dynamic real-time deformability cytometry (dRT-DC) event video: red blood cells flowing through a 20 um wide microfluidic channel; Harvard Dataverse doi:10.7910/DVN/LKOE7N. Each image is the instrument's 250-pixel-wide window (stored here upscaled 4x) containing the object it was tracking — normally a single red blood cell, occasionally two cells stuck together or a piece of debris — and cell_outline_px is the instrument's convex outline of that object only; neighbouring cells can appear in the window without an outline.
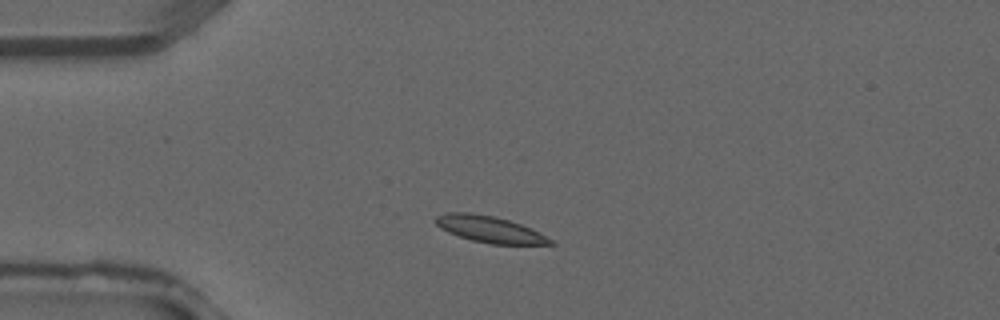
{"species": "common noctule bat (a hibernating species)", "species_latin": "Nyctalus noctula", "temperature_condition": "warm", "stored_images_in_passage": 34, "camera_frame_rate_fps": 3000, "um_per_image_px": 0.085, "animal": {"sex": "male", "forearm_length_mm": 52.5}, "frame": {"image": 1, "passage_image": 5, "time_ms": 1.333, "image_size_px": [1000, 320], "cell_outline_px": [[556, 244], [492, 244], [472, 240], [448, 232], [440, 228], [432, 220], [436, 216], [448, 212], [468, 212], [492, 216], [508, 220], [532, 228], [552, 240]], "centroid_in_image_um": [41.58, 19.48], "position_along_channel_um": 43.4, "area_um2": 17.51}}
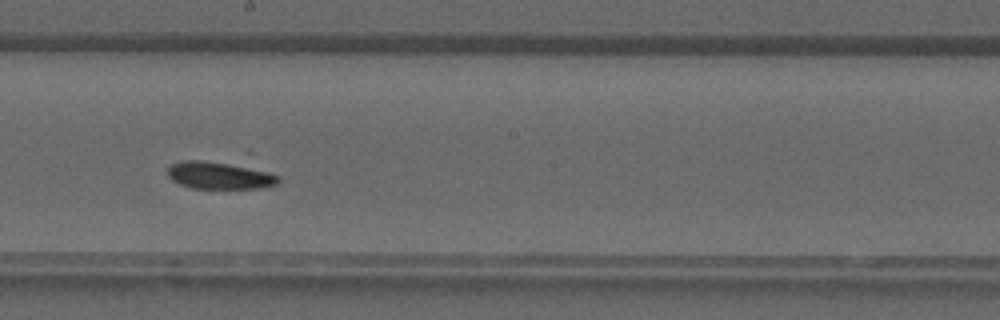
{"frame": {"image": 2, "passage_image": 17, "time_ms": 5.333, "image_size_px": [1000, 320], "cell_outline_px": [[280, 180], [276, 184], [268, 188], [192, 188], [180, 184], [172, 180], [168, 176], [168, 168], [172, 164], [180, 160], [204, 160], [240, 164], [268, 172], [280, 176]], "centroid_in_image_um": [18.68, 14.89], "position_along_channel_um": 229.5, "area_um2": 17.92}}
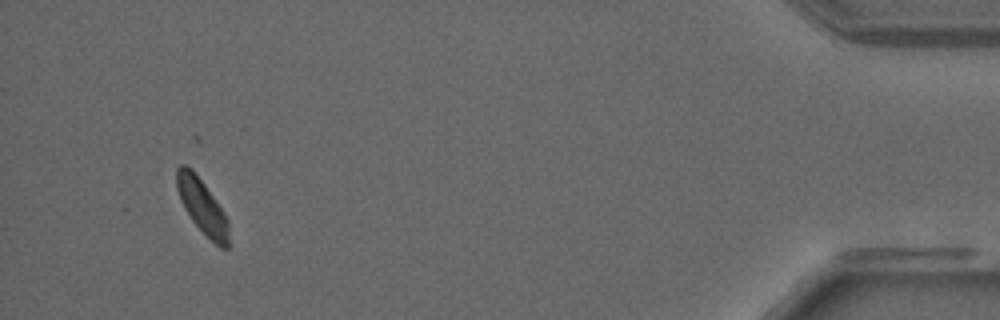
{"frame": {"image": 3, "passage_image": 32, "time_ms": 10.333, "image_size_px": [1000, 320], "cell_outline_px": [[228, 248], [220, 248], [192, 220], [184, 208], [180, 200], [176, 188], [176, 168], [180, 164], [184, 164], [192, 168], [204, 184], [228, 220]], "centroid_in_image_um": [17.14, 17.49], "position_along_channel_um": 418.1, "area_um2": 16.13}}